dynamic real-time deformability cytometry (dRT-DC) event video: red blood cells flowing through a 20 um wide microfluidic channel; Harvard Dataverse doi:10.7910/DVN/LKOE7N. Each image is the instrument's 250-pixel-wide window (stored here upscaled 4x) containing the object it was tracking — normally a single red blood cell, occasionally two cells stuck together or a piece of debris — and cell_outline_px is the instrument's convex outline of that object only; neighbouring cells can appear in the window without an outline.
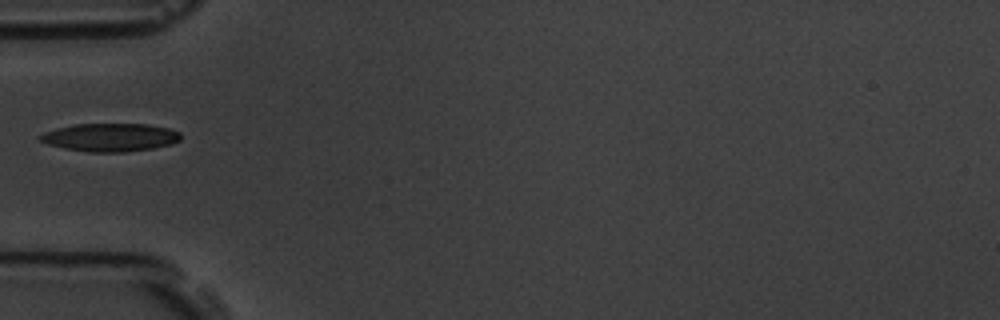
{"species": "common noctule bat (a hibernating species)", "species_latin": "Nyctalus noctula", "temperature_condition": "room temperature", "stored_images_in_passage": 10, "camera_frame_rate_fps": 3000, "um_per_image_px": 0.085, "animal": {"sex": "male", "body_mass_g": 19.5, "forearm_length_mm": 54.6}, "frame": {"image": 1, "passage_image": 4, "time_ms": 4.333, "image_size_px": [1000, 320], "cell_outline_px": [[180, 140], [172, 144], [152, 148], [124, 152], [88, 152], [64, 148], [48, 144], [40, 140], [36, 136], [44, 132], [56, 128], [76, 124], [148, 124], [168, 128], [180, 132]], "centroid_in_image_um": [9.35, 11.67], "position_along_channel_um": 75.6, "area_um2": 23.06}}
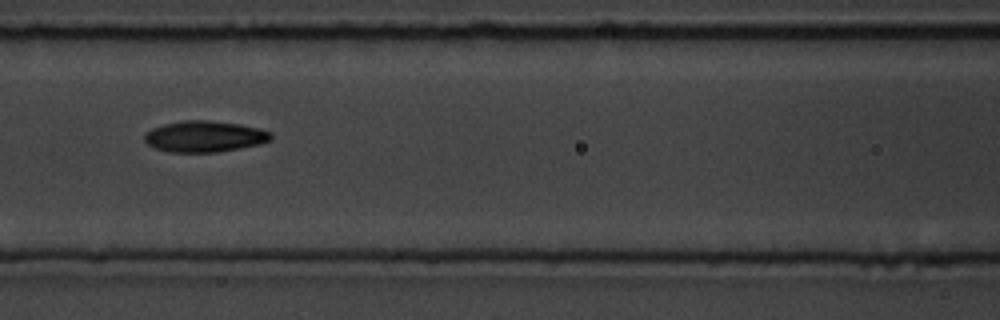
{"frame": {"image": 2, "passage_image": 6, "time_ms": 6.333, "image_size_px": [1000, 320], "cell_outline_px": [[272, 136], [268, 140], [260, 144], [240, 148], [216, 152], [168, 152], [156, 148], [148, 144], [144, 140], [144, 136], [152, 128], [164, 124], [184, 120], [208, 120], [240, 124], [272, 132]], "centroid_in_image_um": [17.37, 11.6], "position_along_channel_um": 149.2, "area_um2": 22.77}}
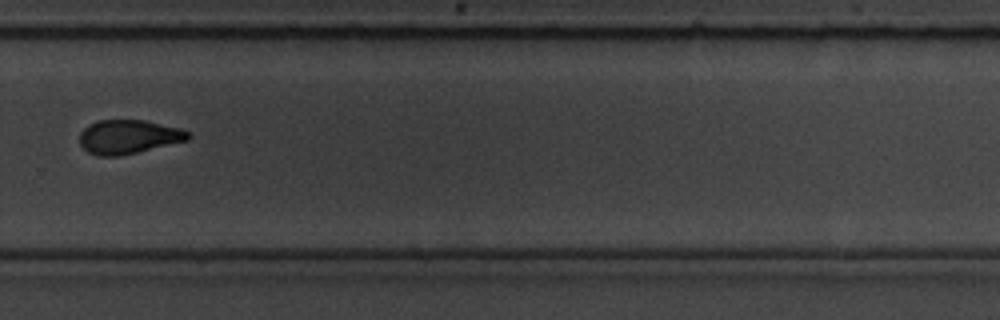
{"frame": {"image": 3, "passage_image": 10, "time_ms": 11.0, "image_size_px": [1000, 320], "cell_outline_px": [[192, 136], [188, 140], [120, 156], [100, 156], [88, 152], [80, 144], [80, 132], [88, 124], [100, 120], [144, 120], [184, 128]], "centroid_in_image_um": [10.95, 11.62], "position_along_channel_um": 318.9, "area_um2": 21.56}}